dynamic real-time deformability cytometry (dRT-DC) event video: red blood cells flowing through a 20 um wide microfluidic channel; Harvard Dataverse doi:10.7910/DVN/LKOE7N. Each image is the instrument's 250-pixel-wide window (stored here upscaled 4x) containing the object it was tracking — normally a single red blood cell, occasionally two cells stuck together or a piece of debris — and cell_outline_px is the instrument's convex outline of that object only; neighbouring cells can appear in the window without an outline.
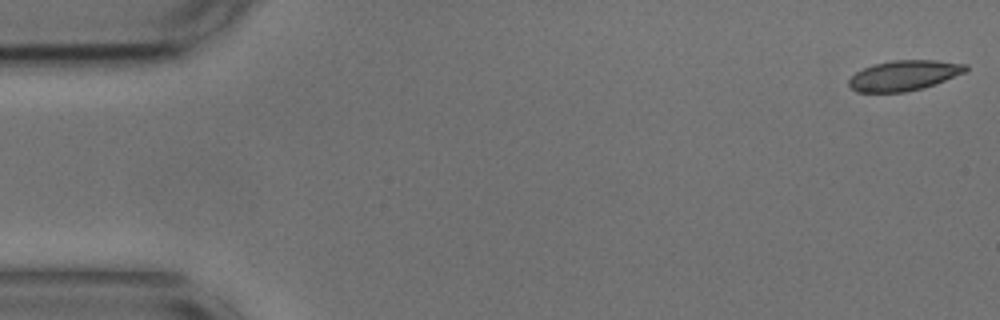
{"species": "common noctule bat (a hibernating species)", "species_latin": "Nyctalus noctula", "temperature_condition": "cold", "stored_images_in_passage": 9, "camera_frame_rate_fps": 3000, "um_per_image_px": 0.085, "animal": {"sex": "male", "body_mass_g": 17.9, "forearm_length_mm": 54.2}, "frame": {"image": 1, "passage_image": 1, "time_ms": 0.0, "image_size_px": [1000, 320], "cell_outline_px": [[968, 68], [964, 72], [936, 84], [924, 88], [904, 92], [856, 92], [848, 84], [848, 80], [856, 72], [872, 64], [892, 60], [936, 60], [968, 64]], "centroid_in_image_um": [76.84, 6.41], "position_along_channel_um": 8.2, "area_um2": 20.63}}